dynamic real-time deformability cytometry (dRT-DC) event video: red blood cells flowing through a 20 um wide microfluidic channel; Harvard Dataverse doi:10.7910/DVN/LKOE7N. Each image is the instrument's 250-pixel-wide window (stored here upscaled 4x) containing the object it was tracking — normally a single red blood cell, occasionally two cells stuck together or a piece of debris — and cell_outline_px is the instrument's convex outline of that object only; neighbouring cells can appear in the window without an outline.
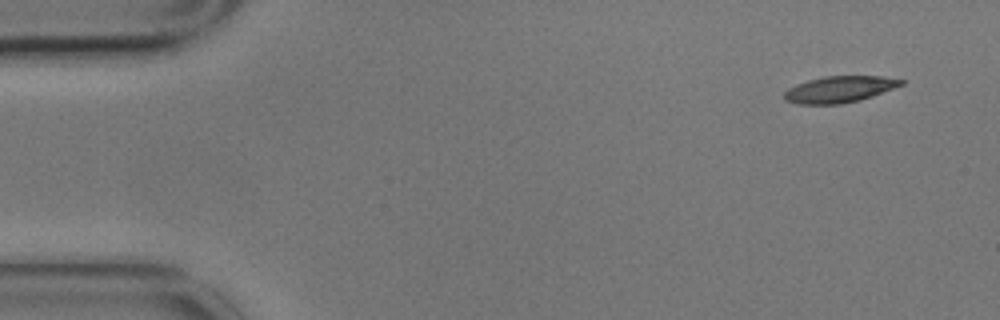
{"species": "common noctule bat (a hibernating species)", "species_latin": "Nyctalus noctula", "temperature_condition": "cold", "stored_images_in_passage": 12, "camera_frame_rate_fps": 3000, "um_per_image_px": 0.085, "animal": {"sex": "male", "body_mass_g": 17.9}, "frame": {"image": 1, "passage_image": 1, "time_ms": 0.0, "image_size_px": [1000, 320], "cell_outline_px": [[904, 84], [872, 96], [860, 100], [840, 104], [796, 104], [784, 100], [784, 92], [788, 88], [796, 84], [808, 80], [824, 76], [884, 76], [904, 80]], "centroid_in_image_um": [71.33, 7.59], "position_along_channel_um": 13.7, "area_um2": 18.03}}
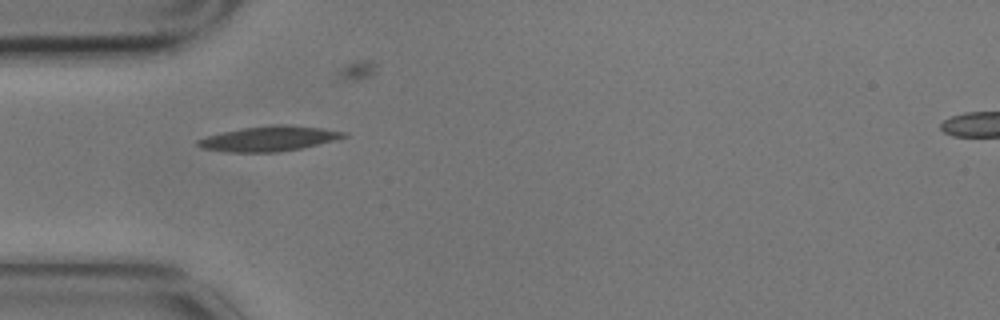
{"frame": {"image": 2, "passage_image": 4, "time_ms": 1.0, "image_size_px": [1000, 320], "cell_outline_px": [[348, 136], [340, 140], [280, 152], [228, 152], [200, 148], [196, 144], [196, 140], [220, 132], [244, 128], [272, 124], [288, 124], [324, 128], [348, 132]], "centroid_in_image_um": [22.93, 11.78], "position_along_channel_um": 62.1, "area_um2": 21.68}}
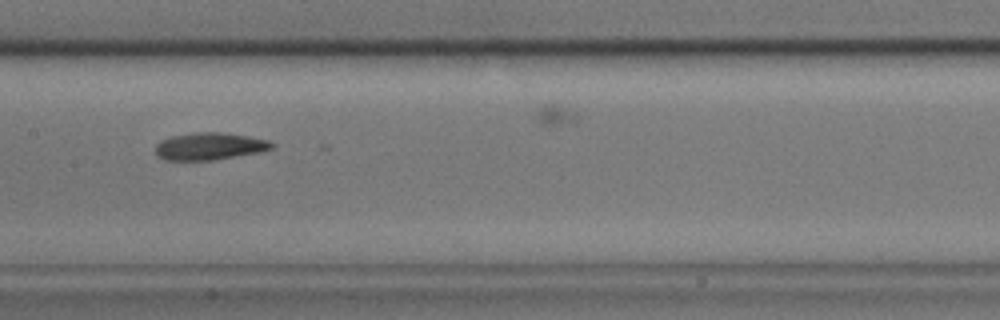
{"frame": {"image": 3, "passage_image": 7, "time_ms": 2.0, "image_size_px": [1000, 320], "cell_outline_px": [[276, 144], [272, 148], [260, 152], [216, 160], [164, 160], [156, 156], [156, 144], [160, 140], [172, 136], [196, 132], [220, 132], [248, 136], [268, 140]], "centroid_in_image_um": [17.81, 12.44], "position_along_channel_um": 189.6, "area_um2": 18.61}}